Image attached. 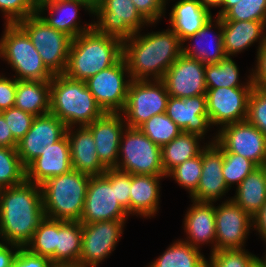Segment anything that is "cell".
Here are the masks:
<instances>
[{
	"instance_id": "50",
	"label": "cell",
	"mask_w": 266,
	"mask_h": 267,
	"mask_svg": "<svg viewBox=\"0 0 266 267\" xmlns=\"http://www.w3.org/2000/svg\"><path fill=\"white\" fill-rule=\"evenodd\" d=\"M255 66L251 69V79L255 87L266 83V43L256 51Z\"/></svg>"
},
{
	"instance_id": "19",
	"label": "cell",
	"mask_w": 266,
	"mask_h": 267,
	"mask_svg": "<svg viewBox=\"0 0 266 267\" xmlns=\"http://www.w3.org/2000/svg\"><path fill=\"white\" fill-rule=\"evenodd\" d=\"M223 150L214 142L208 143L202 150V171L199 185L189 196L191 200L215 203L231 189L227 186L222 174Z\"/></svg>"
},
{
	"instance_id": "3",
	"label": "cell",
	"mask_w": 266,
	"mask_h": 267,
	"mask_svg": "<svg viewBox=\"0 0 266 267\" xmlns=\"http://www.w3.org/2000/svg\"><path fill=\"white\" fill-rule=\"evenodd\" d=\"M123 56V42L94 28L73 38L64 75L86 81L114 65Z\"/></svg>"
},
{
	"instance_id": "6",
	"label": "cell",
	"mask_w": 266,
	"mask_h": 267,
	"mask_svg": "<svg viewBox=\"0 0 266 267\" xmlns=\"http://www.w3.org/2000/svg\"><path fill=\"white\" fill-rule=\"evenodd\" d=\"M3 26L0 59L15 72L12 77L16 80L51 81L54 75L43 64L27 33L17 23H4Z\"/></svg>"
},
{
	"instance_id": "27",
	"label": "cell",
	"mask_w": 266,
	"mask_h": 267,
	"mask_svg": "<svg viewBox=\"0 0 266 267\" xmlns=\"http://www.w3.org/2000/svg\"><path fill=\"white\" fill-rule=\"evenodd\" d=\"M165 175L131 174L130 215L154 218L160 208L161 180Z\"/></svg>"
},
{
	"instance_id": "18",
	"label": "cell",
	"mask_w": 266,
	"mask_h": 267,
	"mask_svg": "<svg viewBox=\"0 0 266 267\" xmlns=\"http://www.w3.org/2000/svg\"><path fill=\"white\" fill-rule=\"evenodd\" d=\"M205 66L199 60L183 54L177 58L161 79L169 96L183 99L206 95Z\"/></svg>"
},
{
	"instance_id": "12",
	"label": "cell",
	"mask_w": 266,
	"mask_h": 267,
	"mask_svg": "<svg viewBox=\"0 0 266 267\" xmlns=\"http://www.w3.org/2000/svg\"><path fill=\"white\" fill-rule=\"evenodd\" d=\"M127 220L100 221L82 224V249L78 263L98 267L116 250L123 237Z\"/></svg>"
},
{
	"instance_id": "45",
	"label": "cell",
	"mask_w": 266,
	"mask_h": 267,
	"mask_svg": "<svg viewBox=\"0 0 266 267\" xmlns=\"http://www.w3.org/2000/svg\"><path fill=\"white\" fill-rule=\"evenodd\" d=\"M13 137L19 141L31 128L35 116L31 113L22 111L16 107H11L1 112Z\"/></svg>"
},
{
	"instance_id": "1",
	"label": "cell",
	"mask_w": 266,
	"mask_h": 267,
	"mask_svg": "<svg viewBox=\"0 0 266 267\" xmlns=\"http://www.w3.org/2000/svg\"><path fill=\"white\" fill-rule=\"evenodd\" d=\"M144 33L136 32L123 42V58L131 80H161L182 55V41L170 27Z\"/></svg>"
},
{
	"instance_id": "42",
	"label": "cell",
	"mask_w": 266,
	"mask_h": 267,
	"mask_svg": "<svg viewBox=\"0 0 266 267\" xmlns=\"http://www.w3.org/2000/svg\"><path fill=\"white\" fill-rule=\"evenodd\" d=\"M222 21H259L266 20V0H239L221 17Z\"/></svg>"
},
{
	"instance_id": "7",
	"label": "cell",
	"mask_w": 266,
	"mask_h": 267,
	"mask_svg": "<svg viewBox=\"0 0 266 267\" xmlns=\"http://www.w3.org/2000/svg\"><path fill=\"white\" fill-rule=\"evenodd\" d=\"M29 36L43 64L53 74H64L72 38L51 27L35 13L17 23Z\"/></svg>"
},
{
	"instance_id": "41",
	"label": "cell",
	"mask_w": 266,
	"mask_h": 267,
	"mask_svg": "<svg viewBox=\"0 0 266 267\" xmlns=\"http://www.w3.org/2000/svg\"><path fill=\"white\" fill-rule=\"evenodd\" d=\"M257 167L254 162L239 154L223 152L222 174L230 189L237 187Z\"/></svg>"
},
{
	"instance_id": "34",
	"label": "cell",
	"mask_w": 266,
	"mask_h": 267,
	"mask_svg": "<svg viewBox=\"0 0 266 267\" xmlns=\"http://www.w3.org/2000/svg\"><path fill=\"white\" fill-rule=\"evenodd\" d=\"M245 79L240 80V70L232 57H226L219 63L206 64L205 79L207 89L214 88H234V87H254L251 79V69Z\"/></svg>"
},
{
	"instance_id": "40",
	"label": "cell",
	"mask_w": 266,
	"mask_h": 267,
	"mask_svg": "<svg viewBox=\"0 0 266 267\" xmlns=\"http://www.w3.org/2000/svg\"><path fill=\"white\" fill-rule=\"evenodd\" d=\"M202 171V152L191 159H188L173 168L166 178L175 180L180 187H183L191 196L197 189Z\"/></svg>"
},
{
	"instance_id": "58",
	"label": "cell",
	"mask_w": 266,
	"mask_h": 267,
	"mask_svg": "<svg viewBox=\"0 0 266 267\" xmlns=\"http://www.w3.org/2000/svg\"><path fill=\"white\" fill-rule=\"evenodd\" d=\"M266 94V83L259 87Z\"/></svg>"
},
{
	"instance_id": "14",
	"label": "cell",
	"mask_w": 266,
	"mask_h": 267,
	"mask_svg": "<svg viewBox=\"0 0 266 267\" xmlns=\"http://www.w3.org/2000/svg\"><path fill=\"white\" fill-rule=\"evenodd\" d=\"M128 217L116 199L115 184H111L105 174L90 176L80 223L127 220Z\"/></svg>"
},
{
	"instance_id": "48",
	"label": "cell",
	"mask_w": 266,
	"mask_h": 267,
	"mask_svg": "<svg viewBox=\"0 0 266 267\" xmlns=\"http://www.w3.org/2000/svg\"><path fill=\"white\" fill-rule=\"evenodd\" d=\"M50 258L31 253L27 248L20 247L11 267H50Z\"/></svg>"
},
{
	"instance_id": "56",
	"label": "cell",
	"mask_w": 266,
	"mask_h": 267,
	"mask_svg": "<svg viewBox=\"0 0 266 267\" xmlns=\"http://www.w3.org/2000/svg\"><path fill=\"white\" fill-rule=\"evenodd\" d=\"M204 7H207L210 11L214 8H219L223 0H199Z\"/></svg>"
},
{
	"instance_id": "9",
	"label": "cell",
	"mask_w": 266,
	"mask_h": 267,
	"mask_svg": "<svg viewBox=\"0 0 266 267\" xmlns=\"http://www.w3.org/2000/svg\"><path fill=\"white\" fill-rule=\"evenodd\" d=\"M93 15V28L97 32L116 37L122 42L146 26L157 24L148 23L137 11L132 0H100Z\"/></svg>"
},
{
	"instance_id": "2",
	"label": "cell",
	"mask_w": 266,
	"mask_h": 267,
	"mask_svg": "<svg viewBox=\"0 0 266 267\" xmlns=\"http://www.w3.org/2000/svg\"><path fill=\"white\" fill-rule=\"evenodd\" d=\"M44 218L40 185L25 180L0 189V242L25 247Z\"/></svg>"
},
{
	"instance_id": "16",
	"label": "cell",
	"mask_w": 266,
	"mask_h": 267,
	"mask_svg": "<svg viewBox=\"0 0 266 267\" xmlns=\"http://www.w3.org/2000/svg\"><path fill=\"white\" fill-rule=\"evenodd\" d=\"M254 87L207 89V112L212 127L246 120L248 101Z\"/></svg>"
},
{
	"instance_id": "54",
	"label": "cell",
	"mask_w": 266,
	"mask_h": 267,
	"mask_svg": "<svg viewBox=\"0 0 266 267\" xmlns=\"http://www.w3.org/2000/svg\"><path fill=\"white\" fill-rule=\"evenodd\" d=\"M64 1H78L87 5L92 11L96 8L100 0H37V4L64 2Z\"/></svg>"
},
{
	"instance_id": "28",
	"label": "cell",
	"mask_w": 266,
	"mask_h": 267,
	"mask_svg": "<svg viewBox=\"0 0 266 267\" xmlns=\"http://www.w3.org/2000/svg\"><path fill=\"white\" fill-rule=\"evenodd\" d=\"M223 45L227 57H233L258 42L266 43V27L259 21H222Z\"/></svg>"
},
{
	"instance_id": "11",
	"label": "cell",
	"mask_w": 266,
	"mask_h": 267,
	"mask_svg": "<svg viewBox=\"0 0 266 267\" xmlns=\"http://www.w3.org/2000/svg\"><path fill=\"white\" fill-rule=\"evenodd\" d=\"M131 77L123 56L85 83L104 112L120 113L125 106Z\"/></svg>"
},
{
	"instance_id": "43",
	"label": "cell",
	"mask_w": 266,
	"mask_h": 267,
	"mask_svg": "<svg viewBox=\"0 0 266 267\" xmlns=\"http://www.w3.org/2000/svg\"><path fill=\"white\" fill-rule=\"evenodd\" d=\"M37 0H0L5 24H15L37 13Z\"/></svg>"
},
{
	"instance_id": "4",
	"label": "cell",
	"mask_w": 266,
	"mask_h": 267,
	"mask_svg": "<svg viewBox=\"0 0 266 267\" xmlns=\"http://www.w3.org/2000/svg\"><path fill=\"white\" fill-rule=\"evenodd\" d=\"M50 113L68 128L87 126L105 112L96 103L85 81L58 74L50 81Z\"/></svg>"
},
{
	"instance_id": "21",
	"label": "cell",
	"mask_w": 266,
	"mask_h": 267,
	"mask_svg": "<svg viewBox=\"0 0 266 267\" xmlns=\"http://www.w3.org/2000/svg\"><path fill=\"white\" fill-rule=\"evenodd\" d=\"M87 127L91 130L100 162L107 169L116 168L121 136L127 127L122 114L105 112Z\"/></svg>"
},
{
	"instance_id": "5",
	"label": "cell",
	"mask_w": 266,
	"mask_h": 267,
	"mask_svg": "<svg viewBox=\"0 0 266 267\" xmlns=\"http://www.w3.org/2000/svg\"><path fill=\"white\" fill-rule=\"evenodd\" d=\"M90 175L71 170L40 185L46 218L80 221Z\"/></svg>"
},
{
	"instance_id": "35",
	"label": "cell",
	"mask_w": 266,
	"mask_h": 267,
	"mask_svg": "<svg viewBox=\"0 0 266 267\" xmlns=\"http://www.w3.org/2000/svg\"><path fill=\"white\" fill-rule=\"evenodd\" d=\"M82 249V223L57 220L56 262H79Z\"/></svg>"
},
{
	"instance_id": "8",
	"label": "cell",
	"mask_w": 266,
	"mask_h": 267,
	"mask_svg": "<svg viewBox=\"0 0 266 267\" xmlns=\"http://www.w3.org/2000/svg\"><path fill=\"white\" fill-rule=\"evenodd\" d=\"M115 169L130 174L165 175L161 147L139 128L126 127L121 136Z\"/></svg>"
},
{
	"instance_id": "13",
	"label": "cell",
	"mask_w": 266,
	"mask_h": 267,
	"mask_svg": "<svg viewBox=\"0 0 266 267\" xmlns=\"http://www.w3.org/2000/svg\"><path fill=\"white\" fill-rule=\"evenodd\" d=\"M215 143L223 152L239 154L257 166L266 161V135L247 120L221 127Z\"/></svg>"
},
{
	"instance_id": "30",
	"label": "cell",
	"mask_w": 266,
	"mask_h": 267,
	"mask_svg": "<svg viewBox=\"0 0 266 267\" xmlns=\"http://www.w3.org/2000/svg\"><path fill=\"white\" fill-rule=\"evenodd\" d=\"M206 141L199 135L181 132L170 143L161 147L162 166L165 176L184 161L198 156L208 143L216 141V133ZM204 141V142H203ZM201 142L203 145H201ZM208 142V143H207Z\"/></svg>"
},
{
	"instance_id": "24",
	"label": "cell",
	"mask_w": 266,
	"mask_h": 267,
	"mask_svg": "<svg viewBox=\"0 0 266 267\" xmlns=\"http://www.w3.org/2000/svg\"><path fill=\"white\" fill-rule=\"evenodd\" d=\"M72 170L70 144L65 134L26 167V181L41 185Z\"/></svg>"
},
{
	"instance_id": "44",
	"label": "cell",
	"mask_w": 266,
	"mask_h": 267,
	"mask_svg": "<svg viewBox=\"0 0 266 267\" xmlns=\"http://www.w3.org/2000/svg\"><path fill=\"white\" fill-rule=\"evenodd\" d=\"M246 120L266 135V94L259 87L250 94Z\"/></svg>"
},
{
	"instance_id": "38",
	"label": "cell",
	"mask_w": 266,
	"mask_h": 267,
	"mask_svg": "<svg viewBox=\"0 0 266 267\" xmlns=\"http://www.w3.org/2000/svg\"><path fill=\"white\" fill-rule=\"evenodd\" d=\"M139 129L160 147L170 143L182 132L166 112L152 116Z\"/></svg>"
},
{
	"instance_id": "60",
	"label": "cell",
	"mask_w": 266,
	"mask_h": 267,
	"mask_svg": "<svg viewBox=\"0 0 266 267\" xmlns=\"http://www.w3.org/2000/svg\"><path fill=\"white\" fill-rule=\"evenodd\" d=\"M262 168L264 169V172L266 174V161L264 162V164L262 165Z\"/></svg>"
},
{
	"instance_id": "17",
	"label": "cell",
	"mask_w": 266,
	"mask_h": 267,
	"mask_svg": "<svg viewBox=\"0 0 266 267\" xmlns=\"http://www.w3.org/2000/svg\"><path fill=\"white\" fill-rule=\"evenodd\" d=\"M66 130L65 123L51 113L35 116L31 128L18 141L16 148L22 165L26 168L51 147V144L60 140Z\"/></svg>"
},
{
	"instance_id": "29",
	"label": "cell",
	"mask_w": 266,
	"mask_h": 267,
	"mask_svg": "<svg viewBox=\"0 0 266 267\" xmlns=\"http://www.w3.org/2000/svg\"><path fill=\"white\" fill-rule=\"evenodd\" d=\"M212 16V12L199 0H178L171 8L168 22L169 27L183 41L197 33Z\"/></svg>"
},
{
	"instance_id": "39",
	"label": "cell",
	"mask_w": 266,
	"mask_h": 267,
	"mask_svg": "<svg viewBox=\"0 0 266 267\" xmlns=\"http://www.w3.org/2000/svg\"><path fill=\"white\" fill-rule=\"evenodd\" d=\"M208 264L211 267H258L265 259L259 258L247 249H221L209 253Z\"/></svg>"
},
{
	"instance_id": "49",
	"label": "cell",
	"mask_w": 266,
	"mask_h": 267,
	"mask_svg": "<svg viewBox=\"0 0 266 267\" xmlns=\"http://www.w3.org/2000/svg\"><path fill=\"white\" fill-rule=\"evenodd\" d=\"M17 80L0 74V110L4 111L14 107Z\"/></svg>"
},
{
	"instance_id": "26",
	"label": "cell",
	"mask_w": 266,
	"mask_h": 267,
	"mask_svg": "<svg viewBox=\"0 0 266 267\" xmlns=\"http://www.w3.org/2000/svg\"><path fill=\"white\" fill-rule=\"evenodd\" d=\"M66 135L72 169L90 176L104 174L107 168L100 162L91 130L87 126H72L67 128Z\"/></svg>"
},
{
	"instance_id": "20",
	"label": "cell",
	"mask_w": 266,
	"mask_h": 267,
	"mask_svg": "<svg viewBox=\"0 0 266 267\" xmlns=\"http://www.w3.org/2000/svg\"><path fill=\"white\" fill-rule=\"evenodd\" d=\"M166 114L183 132L196 134L204 139L213 128L208 118L206 95L183 99L169 96Z\"/></svg>"
},
{
	"instance_id": "22",
	"label": "cell",
	"mask_w": 266,
	"mask_h": 267,
	"mask_svg": "<svg viewBox=\"0 0 266 267\" xmlns=\"http://www.w3.org/2000/svg\"><path fill=\"white\" fill-rule=\"evenodd\" d=\"M213 17L197 33L182 41L183 55L204 64L219 63L227 57L223 45L222 19ZM189 41H193V44Z\"/></svg>"
},
{
	"instance_id": "31",
	"label": "cell",
	"mask_w": 266,
	"mask_h": 267,
	"mask_svg": "<svg viewBox=\"0 0 266 267\" xmlns=\"http://www.w3.org/2000/svg\"><path fill=\"white\" fill-rule=\"evenodd\" d=\"M235 190L231 200L253 217L266 202V174L262 166L249 173Z\"/></svg>"
},
{
	"instance_id": "32",
	"label": "cell",
	"mask_w": 266,
	"mask_h": 267,
	"mask_svg": "<svg viewBox=\"0 0 266 267\" xmlns=\"http://www.w3.org/2000/svg\"><path fill=\"white\" fill-rule=\"evenodd\" d=\"M14 107L34 116L50 113V81L17 80Z\"/></svg>"
},
{
	"instance_id": "57",
	"label": "cell",
	"mask_w": 266,
	"mask_h": 267,
	"mask_svg": "<svg viewBox=\"0 0 266 267\" xmlns=\"http://www.w3.org/2000/svg\"><path fill=\"white\" fill-rule=\"evenodd\" d=\"M50 267H84L78 262H52Z\"/></svg>"
},
{
	"instance_id": "33",
	"label": "cell",
	"mask_w": 266,
	"mask_h": 267,
	"mask_svg": "<svg viewBox=\"0 0 266 267\" xmlns=\"http://www.w3.org/2000/svg\"><path fill=\"white\" fill-rule=\"evenodd\" d=\"M207 263L200 249L178 238L147 267H204Z\"/></svg>"
},
{
	"instance_id": "37",
	"label": "cell",
	"mask_w": 266,
	"mask_h": 267,
	"mask_svg": "<svg viewBox=\"0 0 266 267\" xmlns=\"http://www.w3.org/2000/svg\"><path fill=\"white\" fill-rule=\"evenodd\" d=\"M26 168L22 165L16 148L0 147V189L22 184Z\"/></svg>"
},
{
	"instance_id": "47",
	"label": "cell",
	"mask_w": 266,
	"mask_h": 267,
	"mask_svg": "<svg viewBox=\"0 0 266 267\" xmlns=\"http://www.w3.org/2000/svg\"><path fill=\"white\" fill-rule=\"evenodd\" d=\"M137 11L148 23H159L166 18V0H132Z\"/></svg>"
},
{
	"instance_id": "52",
	"label": "cell",
	"mask_w": 266,
	"mask_h": 267,
	"mask_svg": "<svg viewBox=\"0 0 266 267\" xmlns=\"http://www.w3.org/2000/svg\"><path fill=\"white\" fill-rule=\"evenodd\" d=\"M19 248L15 244L0 242V267H11Z\"/></svg>"
},
{
	"instance_id": "53",
	"label": "cell",
	"mask_w": 266,
	"mask_h": 267,
	"mask_svg": "<svg viewBox=\"0 0 266 267\" xmlns=\"http://www.w3.org/2000/svg\"><path fill=\"white\" fill-rule=\"evenodd\" d=\"M18 141L13 137L4 116L0 114V147L17 148Z\"/></svg>"
},
{
	"instance_id": "51",
	"label": "cell",
	"mask_w": 266,
	"mask_h": 267,
	"mask_svg": "<svg viewBox=\"0 0 266 267\" xmlns=\"http://www.w3.org/2000/svg\"><path fill=\"white\" fill-rule=\"evenodd\" d=\"M253 231H256L266 245V202L260 210L252 217ZM266 253V251H265Z\"/></svg>"
},
{
	"instance_id": "55",
	"label": "cell",
	"mask_w": 266,
	"mask_h": 267,
	"mask_svg": "<svg viewBox=\"0 0 266 267\" xmlns=\"http://www.w3.org/2000/svg\"><path fill=\"white\" fill-rule=\"evenodd\" d=\"M237 1H239V0H223V2L221 3V5L219 7L221 9L216 13L215 16L221 17L229 8L234 6Z\"/></svg>"
},
{
	"instance_id": "46",
	"label": "cell",
	"mask_w": 266,
	"mask_h": 267,
	"mask_svg": "<svg viewBox=\"0 0 266 267\" xmlns=\"http://www.w3.org/2000/svg\"><path fill=\"white\" fill-rule=\"evenodd\" d=\"M104 174L115 184L116 199L130 216L131 174L118 169H107Z\"/></svg>"
},
{
	"instance_id": "61",
	"label": "cell",
	"mask_w": 266,
	"mask_h": 267,
	"mask_svg": "<svg viewBox=\"0 0 266 267\" xmlns=\"http://www.w3.org/2000/svg\"><path fill=\"white\" fill-rule=\"evenodd\" d=\"M204 267H211L208 263Z\"/></svg>"
},
{
	"instance_id": "15",
	"label": "cell",
	"mask_w": 266,
	"mask_h": 267,
	"mask_svg": "<svg viewBox=\"0 0 266 267\" xmlns=\"http://www.w3.org/2000/svg\"><path fill=\"white\" fill-rule=\"evenodd\" d=\"M216 250L244 249L253 231L252 217L231 198L215 205Z\"/></svg>"
},
{
	"instance_id": "10",
	"label": "cell",
	"mask_w": 266,
	"mask_h": 267,
	"mask_svg": "<svg viewBox=\"0 0 266 267\" xmlns=\"http://www.w3.org/2000/svg\"><path fill=\"white\" fill-rule=\"evenodd\" d=\"M169 94L162 80H131L124 109L127 127L139 128L152 116L166 112Z\"/></svg>"
},
{
	"instance_id": "36",
	"label": "cell",
	"mask_w": 266,
	"mask_h": 267,
	"mask_svg": "<svg viewBox=\"0 0 266 267\" xmlns=\"http://www.w3.org/2000/svg\"><path fill=\"white\" fill-rule=\"evenodd\" d=\"M57 220L44 218L25 246L31 253L45 256L56 262Z\"/></svg>"
},
{
	"instance_id": "59",
	"label": "cell",
	"mask_w": 266,
	"mask_h": 267,
	"mask_svg": "<svg viewBox=\"0 0 266 267\" xmlns=\"http://www.w3.org/2000/svg\"><path fill=\"white\" fill-rule=\"evenodd\" d=\"M258 267H266V260H264Z\"/></svg>"
},
{
	"instance_id": "23",
	"label": "cell",
	"mask_w": 266,
	"mask_h": 267,
	"mask_svg": "<svg viewBox=\"0 0 266 267\" xmlns=\"http://www.w3.org/2000/svg\"><path fill=\"white\" fill-rule=\"evenodd\" d=\"M191 201L183 218L186 238L181 239L200 250L209 244L212 253L216 251L215 203Z\"/></svg>"
},
{
	"instance_id": "25",
	"label": "cell",
	"mask_w": 266,
	"mask_h": 267,
	"mask_svg": "<svg viewBox=\"0 0 266 267\" xmlns=\"http://www.w3.org/2000/svg\"><path fill=\"white\" fill-rule=\"evenodd\" d=\"M82 8L89 13V16H93V11L84 3L78 1L38 4L37 13L51 27L66 33L73 39L93 28V22L80 24L81 21L78 13L79 9Z\"/></svg>"
}]
</instances>
